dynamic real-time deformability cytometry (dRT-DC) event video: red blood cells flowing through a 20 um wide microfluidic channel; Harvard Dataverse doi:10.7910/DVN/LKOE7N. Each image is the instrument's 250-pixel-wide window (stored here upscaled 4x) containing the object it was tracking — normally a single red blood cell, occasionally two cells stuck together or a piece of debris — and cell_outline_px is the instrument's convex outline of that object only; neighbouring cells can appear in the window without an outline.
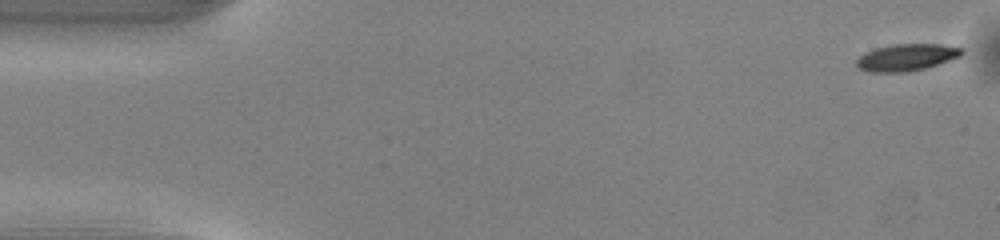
{"species": "common noctule bat (a hibernating species)", "species_latin": "Nyctalus noctula", "temperature_condition": "warm", "stored_images_in_passage": 50, "camera_frame_rate_fps": 3000, "um_per_image_px": 0.085, "animal": {"sex": "male", "body_mass_g": 13.0, "forearm_length_mm": 53.1}, "frame": {"image": 1, "passage_image": 1, "time_ms": 0.0, "image_size_px": [1000, 240], "cell_outline_px": [[964, 52], [960, 56], [952, 60], [924, 68], [908, 72], [868, 72], [860, 68], [856, 64], [856, 60], [864, 52], [876, 48], [892, 44], [940, 44], [964, 48]], "centroid_in_image_um": [77.07, 4.87], "position_along_channel_um": 7.9, "area_um2": 16.59}}
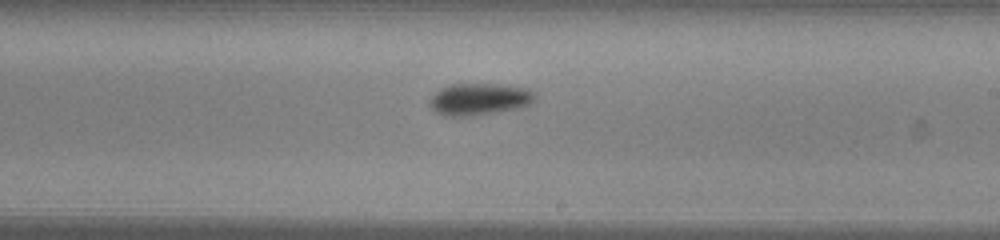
{"frame": {"image": 2, "passage_image": 29, "time_ms": 9.333, "image_size_px": [1000, 240], "cell_outline_px": [[536, 100], [528, 104], [516, 108], [496, 112], [468, 116], [444, 116], [436, 112], [428, 104], [428, 100], [440, 88], [452, 84], [504, 84], [528, 88], [536, 92]], "centroid_in_image_um": [40.74, 8.41], "position_along_channel_um": 248.3, "area_um2": 19.71}}
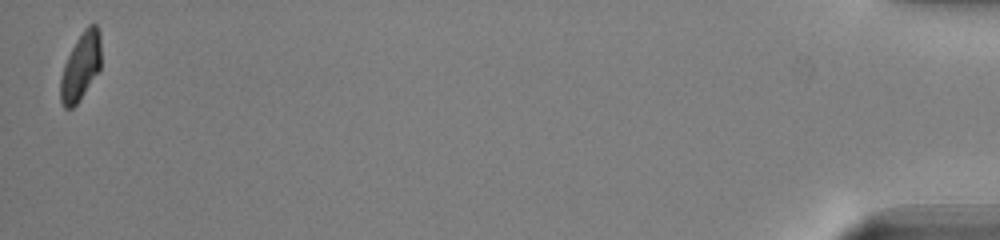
{"frame": {"image": 3, "passage_image": 50, "time_ms": 16.333, "image_size_px": [1000, 240], "cell_outline_px": [[100, 68], [76, 104], [72, 108], [64, 108], [60, 100], [60, 80], [64, 64], [76, 40], [84, 28], [88, 24], [96, 24], [100, 32]], "centroid_in_image_um": [6.85, 5.62], "position_along_channel_um": 428.4, "area_um2": 15.72}, "authors_computed_cell_mechanics": {"area_um2": 17.6868, "velocity_mm_per_s": 4.0206, "shape_relaxation_time_tau1_ms": 2.0719, "shape_relaxation_time_tau2_ms": null, "deformation_change_tau1": 0.1218, "deformation_change_tau2": null}}